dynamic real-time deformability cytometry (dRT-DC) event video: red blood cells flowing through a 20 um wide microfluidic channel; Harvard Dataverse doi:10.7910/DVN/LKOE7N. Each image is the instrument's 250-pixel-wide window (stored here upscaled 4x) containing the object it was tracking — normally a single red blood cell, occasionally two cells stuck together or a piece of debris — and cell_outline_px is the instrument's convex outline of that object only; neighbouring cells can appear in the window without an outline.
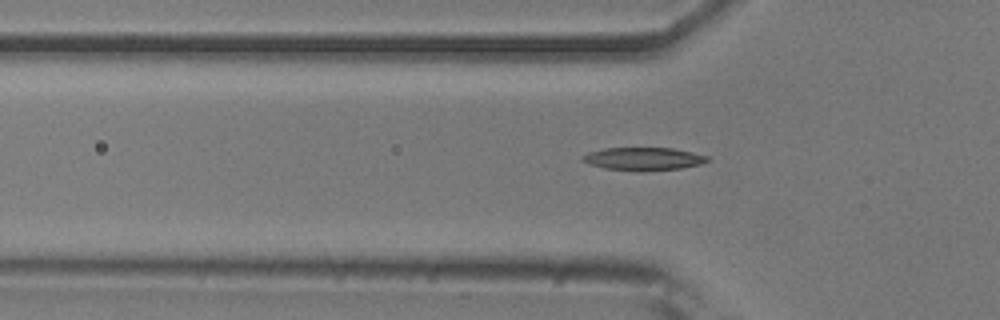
{"species": "common noctule bat (a hibernating species)", "species_latin": "Nyctalus noctula", "temperature_condition": "room temperature", "stored_images_in_passage": 51, "camera_frame_rate_fps": 3000, "um_per_image_px": 0.085, "animal": {"sex": "male", "body_mass_g": 20.5, "forearm_length_mm": 52.5}, "frame": {"image": 1, "passage_image": 14, "time_ms": 4.333, "image_size_px": [1000, 320], "cell_outline_px": [[708, 160], [700, 164], [680, 168], [640, 172], [636, 172], [604, 168], [588, 164], [580, 160], [580, 156], [588, 152], [604, 148], [672, 148], [692, 152], [708, 156]], "centroid_in_image_um": [54.61, 13.51], "position_along_channel_um": 71.2, "area_um2": 16.88}}
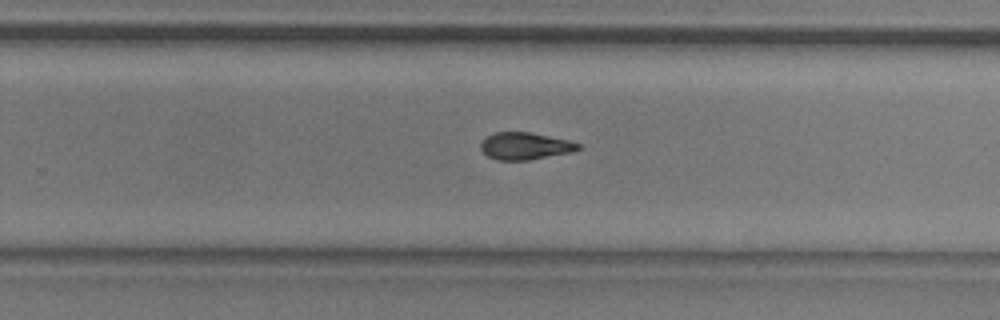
{"frame": {"image": 2, "passage_image": 31, "time_ms": 10.0, "image_size_px": [1000, 320], "cell_outline_px": [[580, 148], [572, 152], [528, 160], [496, 160], [488, 156], [480, 148], [480, 144], [488, 136], [496, 132], [528, 132], [568, 140], [580, 144]], "centroid_in_image_um": [44.62, 12.42], "position_along_channel_um": 285.2, "area_um2": 15.2}}
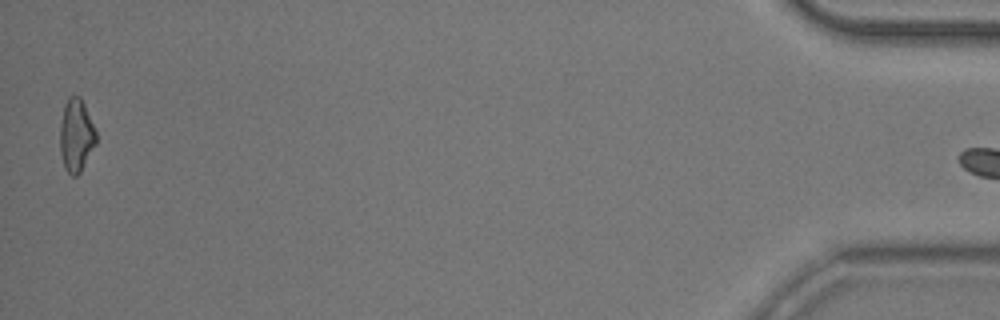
{"frame": {"image": 3, "passage_image": 50, "time_ms": 16.333, "image_size_px": [1000, 320], "cell_outline_px": [[96, 144], [80, 172], [76, 176], [72, 176], [64, 168], [60, 152], [60, 124], [64, 104], [68, 96], [80, 96], [96, 128]], "centroid_in_image_um": [6.47, 11.49], "position_along_channel_um": 428.7, "area_um2": 15.49}}